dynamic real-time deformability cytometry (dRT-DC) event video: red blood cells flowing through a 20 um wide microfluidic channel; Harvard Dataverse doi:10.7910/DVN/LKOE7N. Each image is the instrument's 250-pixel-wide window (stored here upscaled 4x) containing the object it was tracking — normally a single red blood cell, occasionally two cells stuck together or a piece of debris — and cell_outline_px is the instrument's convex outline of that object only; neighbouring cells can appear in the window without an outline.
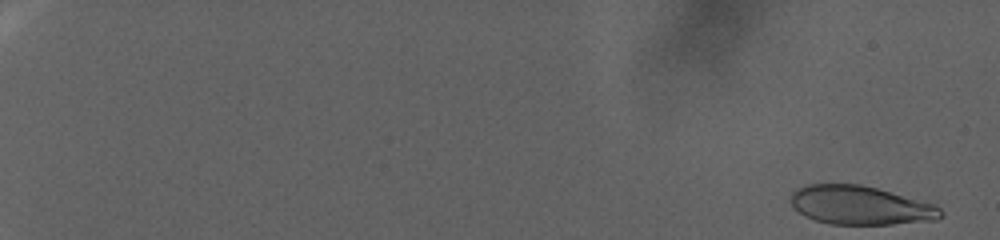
{"species": "human", "species_latin": "Homo sapiens", "temperature_condition": "warm", "stored_images_in_passage": 90, "camera_frame_rate_fps": 3000, "um_per_image_px": 0.085, "donor": {"sex": "female"}, "frame": {"image": 1, "passage_image": 1, "time_ms": 0.0, "image_size_px": [1000, 240], "cell_outline_px": [[944, 216], [936, 220], [892, 224], [832, 224], [816, 220], [804, 216], [792, 208], [788, 200], [792, 192], [796, 188], [804, 184], [860, 184], [876, 188], [936, 204], [944, 212]], "centroid_in_image_um": [73.1, 17.45], "position_along_channel_um": 11.9, "area_um2": 34.28}}
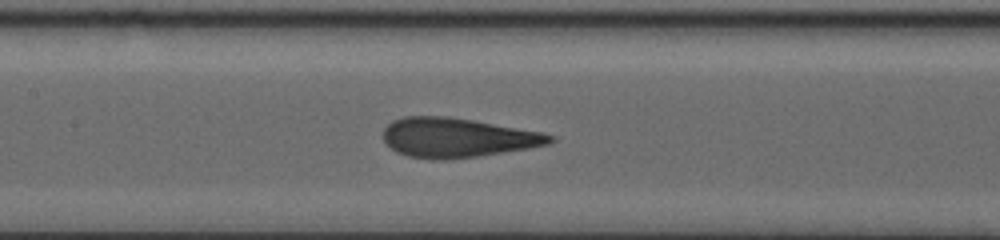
{"frame": {"image": 2, "passage_image": 50, "time_ms": 16.333, "image_size_px": [1000, 240], "cell_outline_px": [[556, 140], [548, 144], [528, 148], [476, 156], [444, 160], [436, 160], [408, 156], [396, 152], [384, 144], [384, 128], [392, 120], [404, 116], [448, 116], [544, 132], [556, 136]], "centroid_in_image_um": [38.85, 11.69], "position_along_channel_um": 168.5, "area_um2": 38.44}}
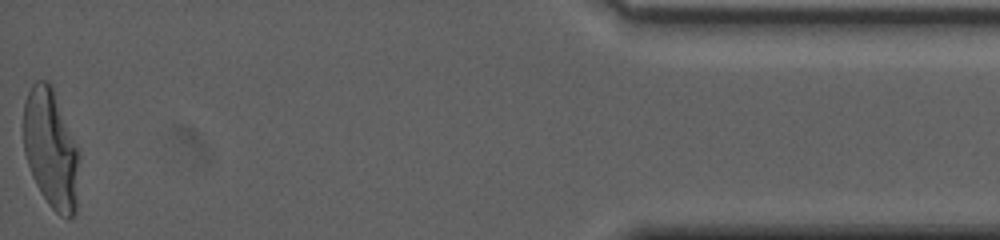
{"frame": {"image": 3, "passage_image": 90, "time_ms": 29.667, "image_size_px": [1000, 240], "cell_outline_px": [[80, 156], [76, 212], [68, 220], [60, 216], [48, 204], [40, 192], [32, 176], [24, 152], [24, 100], [32, 84], [36, 80], [48, 80], [52, 84], [80, 148]], "centroid_in_image_um": [4.37, 12.64], "position_along_channel_um": 430.8, "area_um2": 39.71}, "authors_computed_cell_mechanics": {"area_um2": 37.4544, "velocity_mm_per_s": 2.4477, "shape_relaxation_time_tau1_ms": 8.5319, "shape_relaxation_time_tau2_ms": null, "deformation_change_tau1": 0.281, "deformation_change_tau2": null}}